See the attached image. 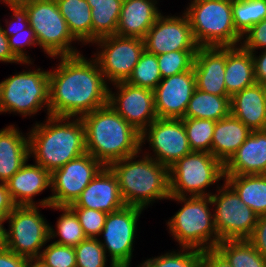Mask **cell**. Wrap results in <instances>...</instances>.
Instances as JSON below:
<instances>
[{
    "instance_id": "cell-16",
    "label": "cell",
    "mask_w": 266,
    "mask_h": 267,
    "mask_svg": "<svg viewBox=\"0 0 266 267\" xmlns=\"http://www.w3.org/2000/svg\"><path fill=\"white\" fill-rule=\"evenodd\" d=\"M112 85L117 93L109 88L108 104L138 132L142 133L158 118L153 90L127 82Z\"/></svg>"
},
{
    "instance_id": "cell-2",
    "label": "cell",
    "mask_w": 266,
    "mask_h": 267,
    "mask_svg": "<svg viewBox=\"0 0 266 267\" xmlns=\"http://www.w3.org/2000/svg\"><path fill=\"white\" fill-rule=\"evenodd\" d=\"M46 118L44 123L36 121L28 132L29 155L52 173L86 153L85 128L80 117Z\"/></svg>"
},
{
    "instance_id": "cell-14",
    "label": "cell",
    "mask_w": 266,
    "mask_h": 267,
    "mask_svg": "<svg viewBox=\"0 0 266 267\" xmlns=\"http://www.w3.org/2000/svg\"><path fill=\"white\" fill-rule=\"evenodd\" d=\"M105 166L85 153L51 173V205L70 206Z\"/></svg>"
},
{
    "instance_id": "cell-38",
    "label": "cell",
    "mask_w": 266,
    "mask_h": 267,
    "mask_svg": "<svg viewBox=\"0 0 266 267\" xmlns=\"http://www.w3.org/2000/svg\"><path fill=\"white\" fill-rule=\"evenodd\" d=\"M197 50H180L163 53L157 56L158 67L162 78L177 75L193 68Z\"/></svg>"
},
{
    "instance_id": "cell-10",
    "label": "cell",
    "mask_w": 266,
    "mask_h": 267,
    "mask_svg": "<svg viewBox=\"0 0 266 267\" xmlns=\"http://www.w3.org/2000/svg\"><path fill=\"white\" fill-rule=\"evenodd\" d=\"M216 192L210 195V199L220 240L248 239L254 231L259 216L241 201L225 181L222 186L217 184Z\"/></svg>"
},
{
    "instance_id": "cell-53",
    "label": "cell",
    "mask_w": 266,
    "mask_h": 267,
    "mask_svg": "<svg viewBox=\"0 0 266 267\" xmlns=\"http://www.w3.org/2000/svg\"><path fill=\"white\" fill-rule=\"evenodd\" d=\"M109 265L108 267H127L123 264H119V263H112V262H109Z\"/></svg>"
},
{
    "instance_id": "cell-18",
    "label": "cell",
    "mask_w": 266,
    "mask_h": 267,
    "mask_svg": "<svg viewBox=\"0 0 266 267\" xmlns=\"http://www.w3.org/2000/svg\"><path fill=\"white\" fill-rule=\"evenodd\" d=\"M195 88L196 77L193 68L162 78L153 90L158 118L182 119Z\"/></svg>"
},
{
    "instance_id": "cell-40",
    "label": "cell",
    "mask_w": 266,
    "mask_h": 267,
    "mask_svg": "<svg viewBox=\"0 0 266 267\" xmlns=\"http://www.w3.org/2000/svg\"><path fill=\"white\" fill-rule=\"evenodd\" d=\"M50 267H76L74 247L52 242L42 249L39 256Z\"/></svg>"
},
{
    "instance_id": "cell-32",
    "label": "cell",
    "mask_w": 266,
    "mask_h": 267,
    "mask_svg": "<svg viewBox=\"0 0 266 267\" xmlns=\"http://www.w3.org/2000/svg\"><path fill=\"white\" fill-rule=\"evenodd\" d=\"M216 249L232 267H266V258L247 239L222 240Z\"/></svg>"
},
{
    "instance_id": "cell-33",
    "label": "cell",
    "mask_w": 266,
    "mask_h": 267,
    "mask_svg": "<svg viewBox=\"0 0 266 267\" xmlns=\"http://www.w3.org/2000/svg\"><path fill=\"white\" fill-rule=\"evenodd\" d=\"M54 210L63 212L56 222V230L49 225V240L58 238L54 242L61 245L75 247L87 239L76 214L68 207L49 206ZM60 238V239H59Z\"/></svg>"
},
{
    "instance_id": "cell-31",
    "label": "cell",
    "mask_w": 266,
    "mask_h": 267,
    "mask_svg": "<svg viewBox=\"0 0 266 267\" xmlns=\"http://www.w3.org/2000/svg\"><path fill=\"white\" fill-rule=\"evenodd\" d=\"M91 7L92 44L101 37L115 35L123 0H86Z\"/></svg>"
},
{
    "instance_id": "cell-27",
    "label": "cell",
    "mask_w": 266,
    "mask_h": 267,
    "mask_svg": "<svg viewBox=\"0 0 266 267\" xmlns=\"http://www.w3.org/2000/svg\"><path fill=\"white\" fill-rule=\"evenodd\" d=\"M224 82L230 97L256 83L251 52L241 45L226 47Z\"/></svg>"
},
{
    "instance_id": "cell-15",
    "label": "cell",
    "mask_w": 266,
    "mask_h": 267,
    "mask_svg": "<svg viewBox=\"0 0 266 267\" xmlns=\"http://www.w3.org/2000/svg\"><path fill=\"white\" fill-rule=\"evenodd\" d=\"M140 140L141 151L147 140L154 153L148 150L144 154L168 168L192 152L182 119L157 118L141 133Z\"/></svg>"
},
{
    "instance_id": "cell-24",
    "label": "cell",
    "mask_w": 266,
    "mask_h": 267,
    "mask_svg": "<svg viewBox=\"0 0 266 267\" xmlns=\"http://www.w3.org/2000/svg\"><path fill=\"white\" fill-rule=\"evenodd\" d=\"M230 113L251 131L266 129V97L260 83H255L230 98Z\"/></svg>"
},
{
    "instance_id": "cell-34",
    "label": "cell",
    "mask_w": 266,
    "mask_h": 267,
    "mask_svg": "<svg viewBox=\"0 0 266 267\" xmlns=\"http://www.w3.org/2000/svg\"><path fill=\"white\" fill-rule=\"evenodd\" d=\"M232 15L236 31L243 36L266 18V0H232Z\"/></svg>"
},
{
    "instance_id": "cell-54",
    "label": "cell",
    "mask_w": 266,
    "mask_h": 267,
    "mask_svg": "<svg viewBox=\"0 0 266 267\" xmlns=\"http://www.w3.org/2000/svg\"><path fill=\"white\" fill-rule=\"evenodd\" d=\"M28 0H6V3H22Z\"/></svg>"
},
{
    "instance_id": "cell-55",
    "label": "cell",
    "mask_w": 266,
    "mask_h": 267,
    "mask_svg": "<svg viewBox=\"0 0 266 267\" xmlns=\"http://www.w3.org/2000/svg\"><path fill=\"white\" fill-rule=\"evenodd\" d=\"M260 84H261V86H262V88H263L264 95H265V97H266V81H263V82H261Z\"/></svg>"
},
{
    "instance_id": "cell-37",
    "label": "cell",
    "mask_w": 266,
    "mask_h": 267,
    "mask_svg": "<svg viewBox=\"0 0 266 267\" xmlns=\"http://www.w3.org/2000/svg\"><path fill=\"white\" fill-rule=\"evenodd\" d=\"M192 151L210 152L216 121L197 118H182Z\"/></svg>"
},
{
    "instance_id": "cell-26",
    "label": "cell",
    "mask_w": 266,
    "mask_h": 267,
    "mask_svg": "<svg viewBox=\"0 0 266 267\" xmlns=\"http://www.w3.org/2000/svg\"><path fill=\"white\" fill-rule=\"evenodd\" d=\"M250 133L251 130L231 113L216 121L211 145L212 155L225 164Z\"/></svg>"
},
{
    "instance_id": "cell-28",
    "label": "cell",
    "mask_w": 266,
    "mask_h": 267,
    "mask_svg": "<svg viewBox=\"0 0 266 267\" xmlns=\"http://www.w3.org/2000/svg\"><path fill=\"white\" fill-rule=\"evenodd\" d=\"M224 181L258 216L266 214V174L225 175Z\"/></svg>"
},
{
    "instance_id": "cell-12",
    "label": "cell",
    "mask_w": 266,
    "mask_h": 267,
    "mask_svg": "<svg viewBox=\"0 0 266 267\" xmlns=\"http://www.w3.org/2000/svg\"><path fill=\"white\" fill-rule=\"evenodd\" d=\"M94 59L109 84L126 82L145 50L144 40L134 37L109 35L94 42Z\"/></svg>"
},
{
    "instance_id": "cell-13",
    "label": "cell",
    "mask_w": 266,
    "mask_h": 267,
    "mask_svg": "<svg viewBox=\"0 0 266 267\" xmlns=\"http://www.w3.org/2000/svg\"><path fill=\"white\" fill-rule=\"evenodd\" d=\"M144 209L125 205L122 209L108 213L104 228L100 236L102 247L109 262L123 264L131 267L134 251V239L137 232V222ZM103 241V242H102Z\"/></svg>"
},
{
    "instance_id": "cell-47",
    "label": "cell",
    "mask_w": 266,
    "mask_h": 267,
    "mask_svg": "<svg viewBox=\"0 0 266 267\" xmlns=\"http://www.w3.org/2000/svg\"><path fill=\"white\" fill-rule=\"evenodd\" d=\"M2 25L0 24V62L4 63H17V64H25L27 66H30L33 64V62L30 63H21L11 52L9 48V43H8V37L4 34Z\"/></svg>"
},
{
    "instance_id": "cell-9",
    "label": "cell",
    "mask_w": 266,
    "mask_h": 267,
    "mask_svg": "<svg viewBox=\"0 0 266 267\" xmlns=\"http://www.w3.org/2000/svg\"><path fill=\"white\" fill-rule=\"evenodd\" d=\"M22 4L28 12V21L34 30L38 46L48 57L80 54L72 46L79 42L70 33L55 0H28Z\"/></svg>"
},
{
    "instance_id": "cell-19",
    "label": "cell",
    "mask_w": 266,
    "mask_h": 267,
    "mask_svg": "<svg viewBox=\"0 0 266 267\" xmlns=\"http://www.w3.org/2000/svg\"><path fill=\"white\" fill-rule=\"evenodd\" d=\"M29 159L7 181L6 186L16 206H51V196L45 197L38 202L34 197L46 189L51 188V173L41 165L28 164Z\"/></svg>"
},
{
    "instance_id": "cell-22",
    "label": "cell",
    "mask_w": 266,
    "mask_h": 267,
    "mask_svg": "<svg viewBox=\"0 0 266 267\" xmlns=\"http://www.w3.org/2000/svg\"><path fill=\"white\" fill-rule=\"evenodd\" d=\"M225 175L266 174V129L252 130L224 164Z\"/></svg>"
},
{
    "instance_id": "cell-11",
    "label": "cell",
    "mask_w": 266,
    "mask_h": 267,
    "mask_svg": "<svg viewBox=\"0 0 266 267\" xmlns=\"http://www.w3.org/2000/svg\"><path fill=\"white\" fill-rule=\"evenodd\" d=\"M41 206H16L5 221L7 249L25 258L39 257L49 240V223L40 213Z\"/></svg>"
},
{
    "instance_id": "cell-3",
    "label": "cell",
    "mask_w": 266,
    "mask_h": 267,
    "mask_svg": "<svg viewBox=\"0 0 266 267\" xmlns=\"http://www.w3.org/2000/svg\"><path fill=\"white\" fill-rule=\"evenodd\" d=\"M80 119L85 128L86 152L104 166L141 151V133L109 104Z\"/></svg>"
},
{
    "instance_id": "cell-8",
    "label": "cell",
    "mask_w": 266,
    "mask_h": 267,
    "mask_svg": "<svg viewBox=\"0 0 266 267\" xmlns=\"http://www.w3.org/2000/svg\"><path fill=\"white\" fill-rule=\"evenodd\" d=\"M225 179L224 164L210 152L192 151L169 167L170 196H210L207 187Z\"/></svg>"
},
{
    "instance_id": "cell-7",
    "label": "cell",
    "mask_w": 266,
    "mask_h": 267,
    "mask_svg": "<svg viewBox=\"0 0 266 267\" xmlns=\"http://www.w3.org/2000/svg\"><path fill=\"white\" fill-rule=\"evenodd\" d=\"M45 108L49 116V70H25L0 82V114L34 116Z\"/></svg>"
},
{
    "instance_id": "cell-39",
    "label": "cell",
    "mask_w": 266,
    "mask_h": 267,
    "mask_svg": "<svg viewBox=\"0 0 266 267\" xmlns=\"http://www.w3.org/2000/svg\"><path fill=\"white\" fill-rule=\"evenodd\" d=\"M74 249L76 267H107L108 258L98 238H87Z\"/></svg>"
},
{
    "instance_id": "cell-42",
    "label": "cell",
    "mask_w": 266,
    "mask_h": 267,
    "mask_svg": "<svg viewBox=\"0 0 266 267\" xmlns=\"http://www.w3.org/2000/svg\"><path fill=\"white\" fill-rule=\"evenodd\" d=\"M8 43L11 52L21 63L33 62L25 50L26 46H38L34 30L30 26L19 32H12V36L8 37Z\"/></svg>"
},
{
    "instance_id": "cell-20",
    "label": "cell",
    "mask_w": 266,
    "mask_h": 267,
    "mask_svg": "<svg viewBox=\"0 0 266 267\" xmlns=\"http://www.w3.org/2000/svg\"><path fill=\"white\" fill-rule=\"evenodd\" d=\"M125 206L116 175L105 166L69 208H88L108 213Z\"/></svg>"
},
{
    "instance_id": "cell-49",
    "label": "cell",
    "mask_w": 266,
    "mask_h": 267,
    "mask_svg": "<svg viewBox=\"0 0 266 267\" xmlns=\"http://www.w3.org/2000/svg\"><path fill=\"white\" fill-rule=\"evenodd\" d=\"M15 207L6 183H0V219L5 220Z\"/></svg>"
},
{
    "instance_id": "cell-5",
    "label": "cell",
    "mask_w": 266,
    "mask_h": 267,
    "mask_svg": "<svg viewBox=\"0 0 266 267\" xmlns=\"http://www.w3.org/2000/svg\"><path fill=\"white\" fill-rule=\"evenodd\" d=\"M168 200L182 204V208L166 222L168 233L179 243V248L201 251L216 248L221 240L216 231L210 196H170Z\"/></svg>"
},
{
    "instance_id": "cell-43",
    "label": "cell",
    "mask_w": 266,
    "mask_h": 267,
    "mask_svg": "<svg viewBox=\"0 0 266 267\" xmlns=\"http://www.w3.org/2000/svg\"><path fill=\"white\" fill-rule=\"evenodd\" d=\"M241 46L250 52L266 49V18L254 24L243 36Z\"/></svg>"
},
{
    "instance_id": "cell-44",
    "label": "cell",
    "mask_w": 266,
    "mask_h": 267,
    "mask_svg": "<svg viewBox=\"0 0 266 267\" xmlns=\"http://www.w3.org/2000/svg\"><path fill=\"white\" fill-rule=\"evenodd\" d=\"M12 11L11 19L6 21V28H2L4 34L9 37L12 32L22 31L30 26L28 21V12L22 3H4ZM9 23V24H8Z\"/></svg>"
},
{
    "instance_id": "cell-48",
    "label": "cell",
    "mask_w": 266,
    "mask_h": 267,
    "mask_svg": "<svg viewBox=\"0 0 266 267\" xmlns=\"http://www.w3.org/2000/svg\"><path fill=\"white\" fill-rule=\"evenodd\" d=\"M261 53L258 55V51L251 52L254 64V76L256 83L266 81V49L260 50Z\"/></svg>"
},
{
    "instance_id": "cell-25",
    "label": "cell",
    "mask_w": 266,
    "mask_h": 267,
    "mask_svg": "<svg viewBox=\"0 0 266 267\" xmlns=\"http://www.w3.org/2000/svg\"><path fill=\"white\" fill-rule=\"evenodd\" d=\"M15 125L0 130V183L7 182L31 158L29 135Z\"/></svg>"
},
{
    "instance_id": "cell-6",
    "label": "cell",
    "mask_w": 266,
    "mask_h": 267,
    "mask_svg": "<svg viewBox=\"0 0 266 267\" xmlns=\"http://www.w3.org/2000/svg\"><path fill=\"white\" fill-rule=\"evenodd\" d=\"M188 4L184 13L199 47L241 45L242 36L233 21L232 0H190Z\"/></svg>"
},
{
    "instance_id": "cell-46",
    "label": "cell",
    "mask_w": 266,
    "mask_h": 267,
    "mask_svg": "<svg viewBox=\"0 0 266 267\" xmlns=\"http://www.w3.org/2000/svg\"><path fill=\"white\" fill-rule=\"evenodd\" d=\"M201 267H232V266L216 248H212L202 251Z\"/></svg>"
},
{
    "instance_id": "cell-21",
    "label": "cell",
    "mask_w": 266,
    "mask_h": 267,
    "mask_svg": "<svg viewBox=\"0 0 266 267\" xmlns=\"http://www.w3.org/2000/svg\"><path fill=\"white\" fill-rule=\"evenodd\" d=\"M225 66L226 47H199L193 63L196 88L218 96H229L224 82Z\"/></svg>"
},
{
    "instance_id": "cell-4",
    "label": "cell",
    "mask_w": 266,
    "mask_h": 267,
    "mask_svg": "<svg viewBox=\"0 0 266 267\" xmlns=\"http://www.w3.org/2000/svg\"><path fill=\"white\" fill-rule=\"evenodd\" d=\"M142 153L112 162L108 167L117 177L124 204L145 210L155 200L170 198L169 168Z\"/></svg>"
},
{
    "instance_id": "cell-29",
    "label": "cell",
    "mask_w": 266,
    "mask_h": 267,
    "mask_svg": "<svg viewBox=\"0 0 266 267\" xmlns=\"http://www.w3.org/2000/svg\"><path fill=\"white\" fill-rule=\"evenodd\" d=\"M72 36L83 45L92 43L91 7L86 0H55Z\"/></svg>"
},
{
    "instance_id": "cell-52",
    "label": "cell",
    "mask_w": 266,
    "mask_h": 267,
    "mask_svg": "<svg viewBox=\"0 0 266 267\" xmlns=\"http://www.w3.org/2000/svg\"><path fill=\"white\" fill-rule=\"evenodd\" d=\"M26 267H50L40 257L27 258Z\"/></svg>"
},
{
    "instance_id": "cell-35",
    "label": "cell",
    "mask_w": 266,
    "mask_h": 267,
    "mask_svg": "<svg viewBox=\"0 0 266 267\" xmlns=\"http://www.w3.org/2000/svg\"><path fill=\"white\" fill-rule=\"evenodd\" d=\"M177 251V252H176ZM202 251L192 248L166 252L142 261L137 267H201Z\"/></svg>"
},
{
    "instance_id": "cell-30",
    "label": "cell",
    "mask_w": 266,
    "mask_h": 267,
    "mask_svg": "<svg viewBox=\"0 0 266 267\" xmlns=\"http://www.w3.org/2000/svg\"><path fill=\"white\" fill-rule=\"evenodd\" d=\"M230 98L195 88L183 118L221 120L230 114Z\"/></svg>"
},
{
    "instance_id": "cell-45",
    "label": "cell",
    "mask_w": 266,
    "mask_h": 267,
    "mask_svg": "<svg viewBox=\"0 0 266 267\" xmlns=\"http://www.w3.org/2000/svg\"><path fill=\"white\" fill-rule=\"evenodd\" d=\"M247 240L266 258V214L259 216L254 231Z\"/></svg>"
},
{
    "instance_id": "cell-23",
    "label": "cell",
    "mask_w": 266,
    "mask_h": 267,
    "mask_svg": "<svg viewBox=\"0 0 266 267\" xmlns=\"http://www.w3.org/2000/svg\"><path fill=\"white\" fill-rule=\"evenodd\" d=\"M152 0H123L116 35L144 39L162 13Z\"/></svg>"
},
{
    "instance_id": "cell-56",
    "label": "cell",
    "mask_w": 266,
    "mask_h": 267,
    "mask_svg": "<svg viewBox=\"0 0 266 267\" xmlns=\"http://www.w3.org/2000/svg\"><path fill=\"white\" fill-rule=\"evenodd\" d=\"M0 2H2V3H6V0H0Z\"/></svg>"
},
{
    "instance_id": "cell-41",
    "label": "cell",
    "mask_w": 266,
    "mask_h": 267,
    "mask_svg": "<svg viewBox=\"0 0 266 267\" xmlns=\"http://www.w3.org/2000/svg\"><path fill=\"white\" fill-rule=\"evenodd\" d=\"M77 216L87 238H98L104 228L107 213L88 208H70Z\"/></svg>"
},
{
    "instance_id": "cell-17",
    "label": "cell",
    "mask_w": 266,
    "mask_h": 267,
    "mask_svg": "<svg viewBox=\"0 0 266 267\" xmlns=\"http://www.w3.org/2000/svg\"><path fill=\"white\" fill-rule=\"evenodd\" d=\"M147 52L156 56L172 51L198 50L187 15L158 16L144 37Z\"/></svg>"
},
{
    "instance_id": "cell-50",
    "label": "cell",
    "mask_w": 266,
    "mask_h": 267,
    "mask_svg": "<svg viewBox=\"0 0 266 267\" xmlns=\"http://www.w3.org/2000/svg\"><path fill=\"white\" fill-rule=\"evenodd\" d=\"M27 258L9 249L0 251V267H26Z\"/></svg>"
},
{
    "instance_id": "cell-1",
    "label": "cell",
    "mask_w": 266,
    "mask_h": 267,
    "mask_svg": "<svg viewBox=\"0 0 266 267\" xmlns=\"http://www.w3.org/2000/svg\"><path fill=\"white\" fill-rule=\"evenodd\" d=\"M49 71V115L81 117L108 104L109 83L94 58L57 56Z\"/></svg>"
},
{
    "instance_id": "cell-36",
    "label": "cell",
    "mask_w": 266,
    "mask_h": 267,
    "mask_svg": "<svg viewBox=\"0 0 266 267\" xmlns=\"http://www.w3.org/2000/svg\"><path fill=\"white\" fill-rule=\"evenodd\" d=\"M161 80L157 56L144 50L126 82L136 87L154 90Z\"/></svg>"
},
{
    "instance_id": "cell-51",
    "label": "cell",
    "mask_w": 266,
    "mask_h": 267,
    "mask_svg": "<svg viewBox=\"0 0 266 267\" xmlns=\"http://www.w3.org/2000/svg\"><path fill=\"white\" fill-rule=\"evenodd\" d=\"M4 222L6 221L0 219V251L7 249V229Z\"/></svg>"
}]
</instances>
